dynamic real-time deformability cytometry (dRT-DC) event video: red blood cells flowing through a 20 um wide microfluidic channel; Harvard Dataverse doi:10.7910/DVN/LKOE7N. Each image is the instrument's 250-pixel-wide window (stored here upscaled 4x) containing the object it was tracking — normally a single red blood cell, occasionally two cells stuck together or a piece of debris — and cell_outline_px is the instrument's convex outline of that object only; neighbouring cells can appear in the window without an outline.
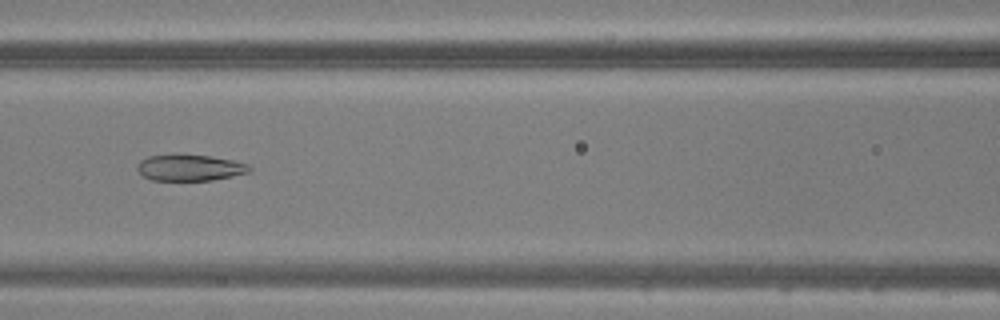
{"species": "common noctule bat (a hibernating species)", "species_latin": "Nyctalus noctula", "temperature_condition": "warm", "stored_images_in_passage": 46, "camera_frame_rate_fps": 3000, "um_per_image_px": 0.085, "animal": {"sex": "male", "body_mass_g": 20.5, "forearm_length_mm": 52.5}, "frame": {"image": 1, "passage_image": 20, "time_ms": 6.333, "image_size_px": [1000, 320], "cell_outline_px": [[252, 168], [248, 172], [232, 176], [212, 180], [152, 180], [144, 176], [136, 168], [140, 160], [148, 156], [208, 156], [232, 160], [248, 164]], "centroid_in_image_um": [16.15, 14.27], "position_along_channel_um": 150.5, "area_um2": 16.59}}
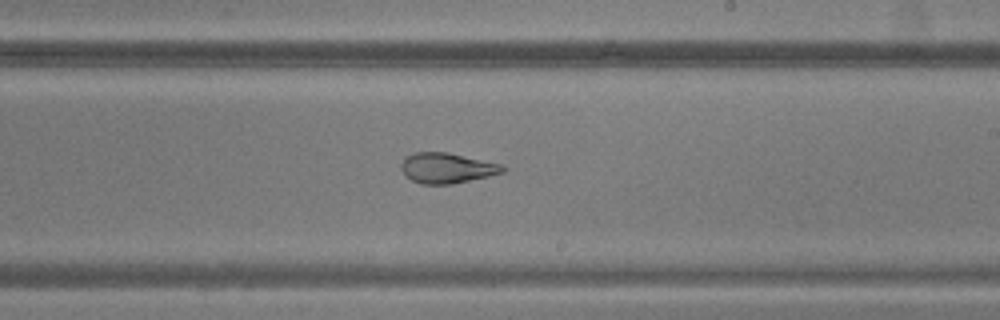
{"frame": {"image": 2, "passage_image": 27, "time_ms": 8.667, "image_size_px": [1000, 320], "cell_outline_px": [[508, 168], [504, 172], [488, 176], [452, 184], [420, 184], [404, 176], [400, 168], [400, 164], [408, 156], [416, 152], [448, 152], [500, 164]], "centroid_in_image_um": [37.97, 14.29], "position_along_channel_um": 251.0, "area_um2": 17.92}}
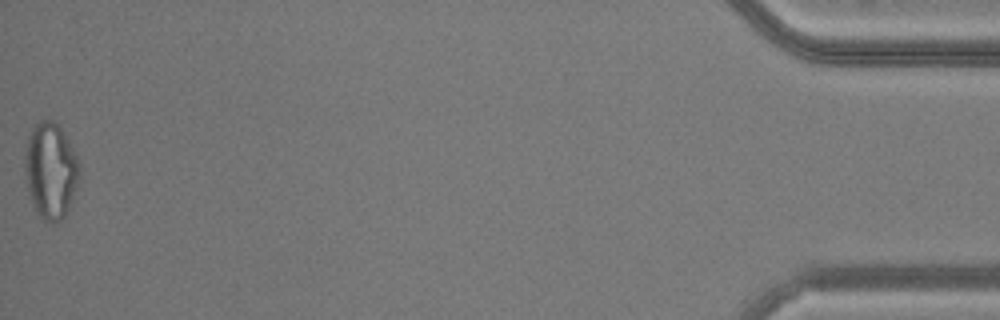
{"frame": {"image": 3, "passage_image": 46, "time_ms": 15.0, "image_size_px": [1000, 320], "cell_outline_px": [[80, 168], [76, 188], [68, 208], [64, 216], [56, 224], [44, 220], [40, 216], [32, 200], [28, 188], [24, 168], [24, 156], [28, 136], [32, 128], [40, 120], [52, 120], [60, 128], [68, 140], [80, 164]], "centroid_in_image_um": [4.3, 14.48], "position_along_channel_um": 430.9, "area_um2": 30.06}}